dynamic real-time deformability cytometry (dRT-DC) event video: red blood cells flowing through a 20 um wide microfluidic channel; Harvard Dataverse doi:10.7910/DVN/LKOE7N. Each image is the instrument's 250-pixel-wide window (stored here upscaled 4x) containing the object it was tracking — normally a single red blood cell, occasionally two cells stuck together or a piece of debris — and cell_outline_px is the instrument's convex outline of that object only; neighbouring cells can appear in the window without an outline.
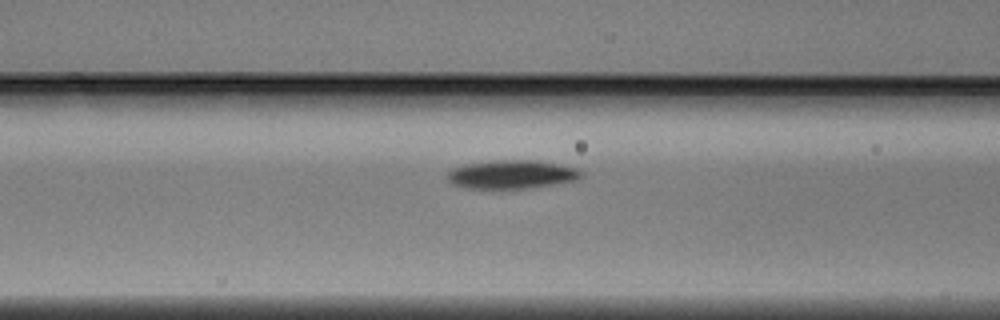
{"species": "Egyptian fruit bat (a non-hibernating species)", "species_latin": "Rousettus aegyptiacus", "temperature_condition": "warm", "stored_images_in_passage": 4, "camera_frame_rate_fps": 3000, "um_per_image_px": 0.085, "animal": {"sex": "male"}, "frame": {"image": 1, "passage_image": 4, "time_ms": 1.0, "image_size_px": [1000, 320], "cell_outline_px": [[584, 176], [576, 180], [528, 188], [464, 188], [452, 184], [448, 180], [448, 172], [452, 168], [468, 164], [496, 160], [536, 160], [576, 168], [584, 172]], "centroid_in_image_um": [43.5, 14.82], "position_along_channel_um": 123.1, "area_um2": 22.08}}